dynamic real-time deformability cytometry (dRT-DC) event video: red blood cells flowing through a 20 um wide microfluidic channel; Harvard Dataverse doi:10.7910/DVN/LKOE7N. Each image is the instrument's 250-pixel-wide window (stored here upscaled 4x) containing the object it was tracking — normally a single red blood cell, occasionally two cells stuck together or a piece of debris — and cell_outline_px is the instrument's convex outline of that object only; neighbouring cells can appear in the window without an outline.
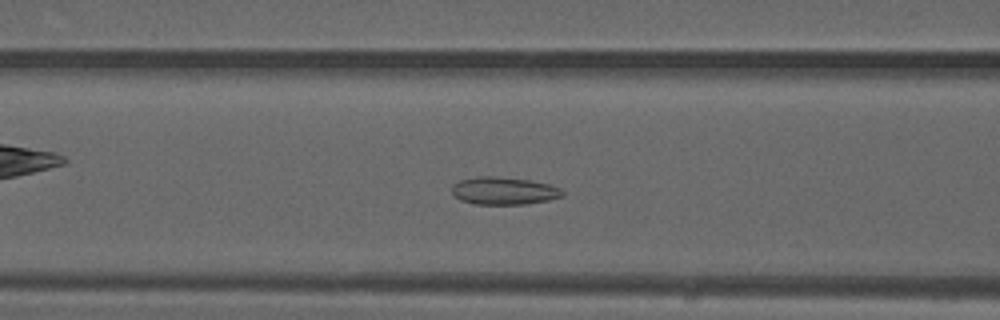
{"species": "common noctule bat (a hibernating species)", "species_latin": "Nyctalus noctula", "temperature_condition": "warm", "stored_images_in_passage": 47, "camera_frame_rate_fps": 3000, "um_per_image_px": 0.085, "animal": {"sex": "male", "forearm_length_mm": 52.5}, "frame": {"image": 1, "passage_image": 17, "time_ms": 5.333, "image_size_px": [1000, 320], "cell_outline_px": [[564, 196], [548, 200], [528, 204], [472, 204], [460, 200], [452, 192], [452, 184], [460, 180], [476, 176], [496, 176], [528, 180], [548, 184], [560, 188], [564, 192]], "centroid_in_image_um": [42.81, 16.22], "position_along_channel_um": 123.8, "area_um2": 17.86}}
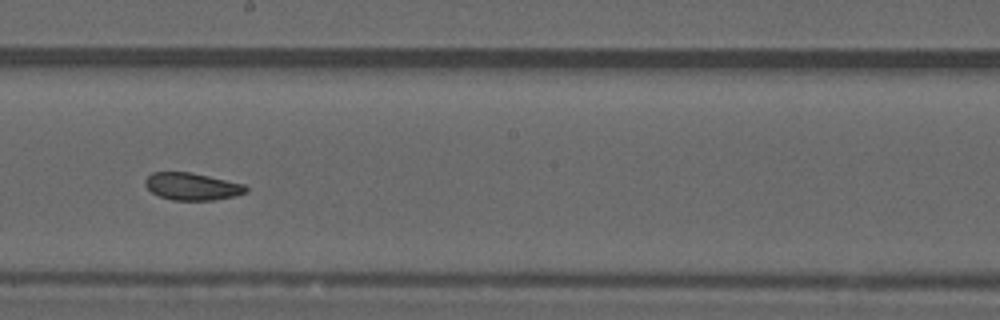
{"frame": {"image": 2, "passage_image": 25, "time_ms": 8.0, "image_size_px": [1000, 320], "cell_outline_px": [[248, 192], [236, 196], [216, 200], [172, 200], [160, 196], [152, 192], [144, 184], [144, 180], [152, 172], [192, 172], [244, 184], [248, 188]], "centroid_in_image_um": [16.35, 15.85], "position_along_channel_um": 231.8, "area_um2": 16.13}}
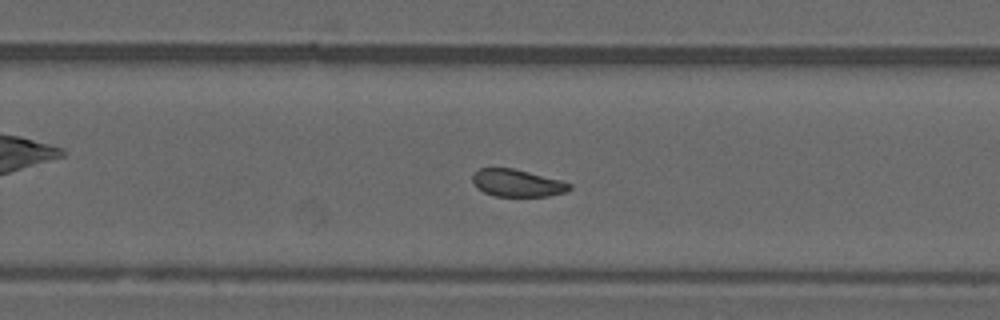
{"frame": {"image": 3, "passage_image": 29, "time_ms": 9.333, "image_size_px": [1000, 320], "cell_outline_px": [[572, 188], [564, 192], [548, 196], [496, 196], [484, 192], [476, 188], [472, 180], [472, 172], [480, 168], [512, 168], [560, 180], [572, 184]], "centroid_in_image_um": [43.92, 15.55], "position_along_channel_um": 285.9, "area_um2": 15.37}, "authors_computed_cell_mechanics": {"area_um2": 16.9932, "velocity_mm_per_s": 4.0616, "shape_relaxation_time_tau1_ms": null, "shape_relaxation_time_tau2_ms": 1.2085, "deformation_change_tau1": null, "deformation_change_tau2": 0.0629}}